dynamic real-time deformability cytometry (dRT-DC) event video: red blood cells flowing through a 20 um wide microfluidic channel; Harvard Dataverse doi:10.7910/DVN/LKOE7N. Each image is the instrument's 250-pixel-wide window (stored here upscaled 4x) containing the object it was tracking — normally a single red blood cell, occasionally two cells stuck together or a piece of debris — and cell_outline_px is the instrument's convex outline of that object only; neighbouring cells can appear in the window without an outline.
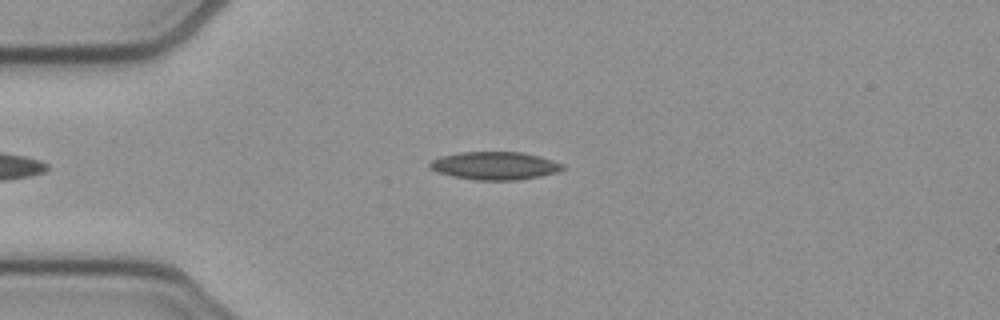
{"species": "common noctule bat (a hibernating species)", "species_latin": "Nyctalus noctula", "temperature_condition": "cold", "stored_images_in_passage": 44, "camera_frame_rate_fps": 3000, "um_per_image_px": 0.085, "animal": {"sex": "female", "body_mass_g": 21.9}, "frame": {"image": 1, "passage_image": 9, "time_ms": 2.667, "image_size_px": [1000, 320], "cell_outline_px": [[564, 168], [560, 172], [540, 176], [516, 180], [476, 180], [452, 176], [436, 172], [428, 168], [428, 164], [432, 160], [440, 156], [460, 152], [520, 152], [540, 156], [564, 164]], "centroid_in_image_um": [42.04, 14.08], "position_along_channel_um": 43.0, "area_um2": 21.79}}
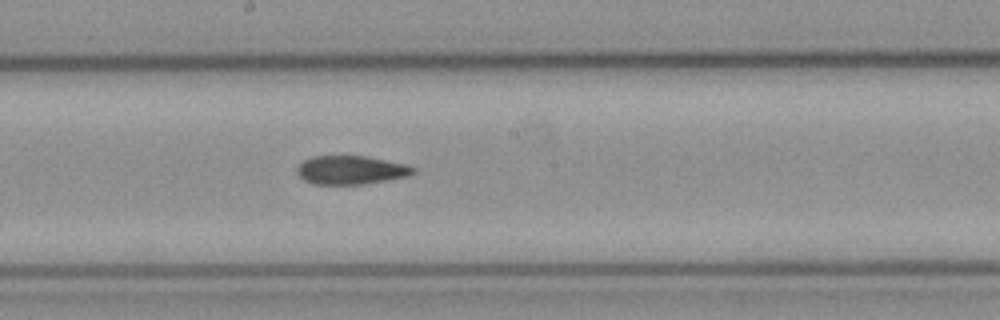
{"frame": {"image": 2, "passage_image": 24, "time_ms": 7.667, "image_size_px": [1000, 320], "cell_outline_px": [[416, 172], [408, 176], [388, 180], [364, 184], [312, 184], [304, 180], [296, 172], [296, 168], [304, 160], [312, 156], [364, 156], [408, 164], [416, 168]], "centroid_in_image_um": [29.85, 14.45], "position_along_channel_um": 218.4, "area_um2": 19.48}}
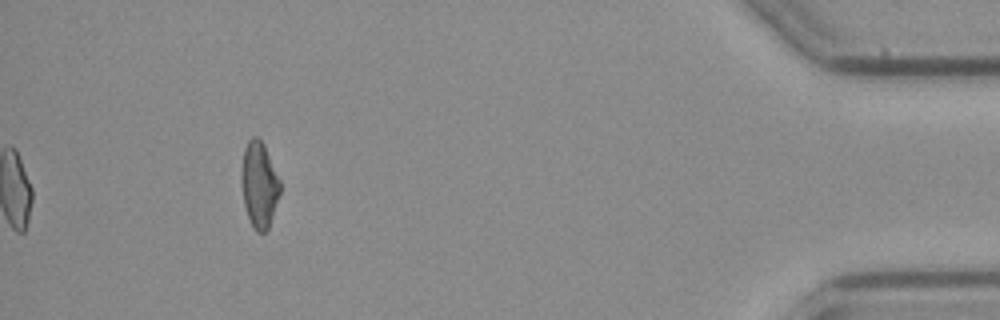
{"frame": {"image": 3, "passage_image": 44, "time_ms": 14.333, "image_size_px": [1000, 320], "cell_outline_px": [[280, 192], [268, 228], [264, 232], [256, 232], [248, 216], [244, 204], [240, 180], [240, 172], [244, 148], [248, 140], [252, 136], [256, 136], [264, 144], [280, 180]], "centroid_in_image_um": [22.01, 15.65], "position_along_channel_um": 413.2, "area_um2": 19.31}, "authors_computed_cell_mechanics": {"area_um2": 20.4901, "velocity_mm_per_s": 3.9194, "shape_relaxation_time_tau1_ms": null, "shape_relaxation_time_tau2_ms": 4.3409, "deformation_change_tau1": null, "deformation_change_tau2": 0.1145}}